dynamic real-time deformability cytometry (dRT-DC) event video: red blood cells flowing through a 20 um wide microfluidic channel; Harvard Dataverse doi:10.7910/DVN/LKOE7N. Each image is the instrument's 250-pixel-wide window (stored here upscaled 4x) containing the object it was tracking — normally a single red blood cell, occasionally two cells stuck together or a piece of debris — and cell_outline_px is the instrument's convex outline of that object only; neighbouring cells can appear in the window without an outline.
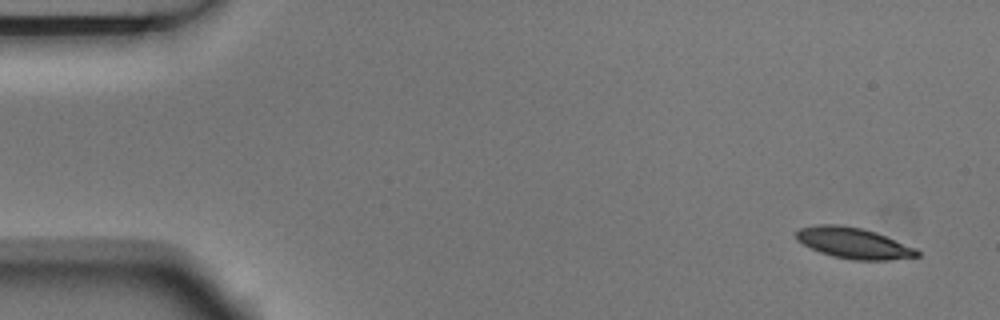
{"species": "Egyptian fruit bat (a non-hibernating species)", "species_latin": "Rousettus aegyptiacus", "temperature_condition": "room temperature", "stored_images_in_passage": 9, "camera_frame_rate_fps": 3000, "um_per_image_px": 0.085, "animal": {"sex": "male"}, "frame": {"image": 1, "passage_image": 1, "time_ms": 0.0, "image_size_px": [1000, 320], "cell_outline_px": [[920, 256], [888, 260], [852, 260], [832, 256], [820, 252], [796, 240], [792, 232], [800, 228], [816, 224], [840, 224], [864, 228], [876, 232], [916, 248], [920, 252]], "centroid_in_image_um": [72.52, 20.64], "position_along_channel_um": 12.5, "area_um2": 22.08}}
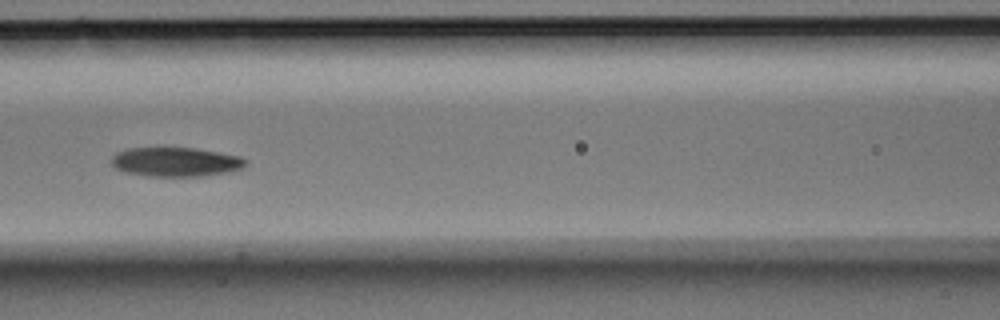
{"frame": {"image": 2, "passage_image": 7, "time_ms": 2.0, "image_size_px": [1000, 320], "cell_outline_px": [[248, 164], [240, 168], [228, 172], [204, 176], [144, 176], [124, 172], [116, 168], [112, 164], [112, 156], [116, 152], [128, 148], [196, 148], [240, 156], [248, 160]], "centroid_in_image_um": [14.94, 13.76], "position_along_channel_um": 151.7, "area_um2": 22.95}}
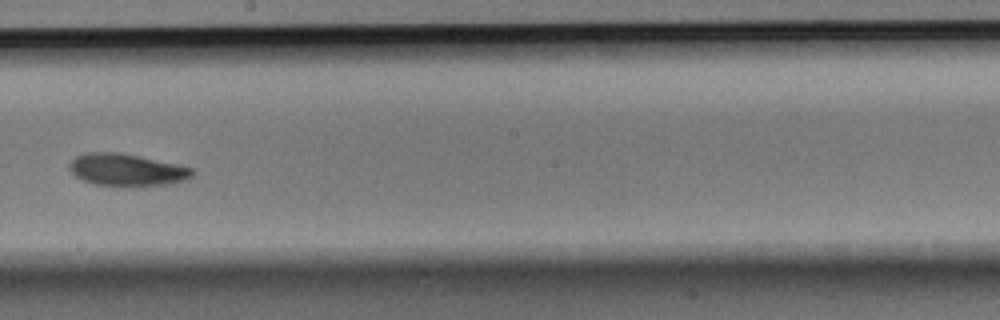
{"frame": {"image": 3, "passage_image": 9, "time_ms": 2.667, "image_size_px": [1000, 320], "cell_outline_px": [[192, 176], [176, 184], [128, 188], [92, 184], [80, 180], [68, 168], [68, 164], [76, 156], [84, 152], [116, 152], [136, 156], [192, 168]], "centroid_in_image_um": [10.71, 14.49], "position_along_channel_um": 237.5, "area_um2": 23.47}}